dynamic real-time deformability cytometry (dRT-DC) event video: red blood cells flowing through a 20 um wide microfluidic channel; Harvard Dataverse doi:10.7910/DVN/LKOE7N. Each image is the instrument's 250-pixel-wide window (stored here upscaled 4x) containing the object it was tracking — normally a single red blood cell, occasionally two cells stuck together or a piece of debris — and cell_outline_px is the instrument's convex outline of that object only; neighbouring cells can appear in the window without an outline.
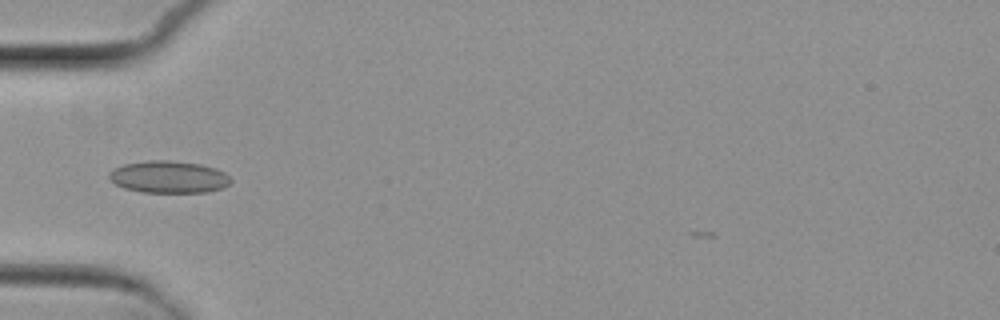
{"species": "common noctule bat (a hibernating species)", "species_latin": "Nyctalus noctula", "temperature_condition": "cold", "stored_images_in_passage": 3, "camera_frame_rate_fps": 3000, "um_per_image_px": 0.085, "animal": {"sex": "female", "body_mass_g": 29.2, "forearm_length_mm": 56.3}, "frame": {"image": 1, "passage_image": 3, "time_ms": 2.333, "image_size_px": [1000, 320], "cell_outline_px": [[232, 180], [228, 184], [220, 188], [208, 192], [140, 192], [124, 188], [108, 180], [108, 172], [124, 164], [148, 160], [168, 160], [200, 164], [216, 168], [224, 172]], "centroid_in_image_um": [14.31, 15.04], "position_along_channel_um": 70.7, "area_um2": 22.77}}